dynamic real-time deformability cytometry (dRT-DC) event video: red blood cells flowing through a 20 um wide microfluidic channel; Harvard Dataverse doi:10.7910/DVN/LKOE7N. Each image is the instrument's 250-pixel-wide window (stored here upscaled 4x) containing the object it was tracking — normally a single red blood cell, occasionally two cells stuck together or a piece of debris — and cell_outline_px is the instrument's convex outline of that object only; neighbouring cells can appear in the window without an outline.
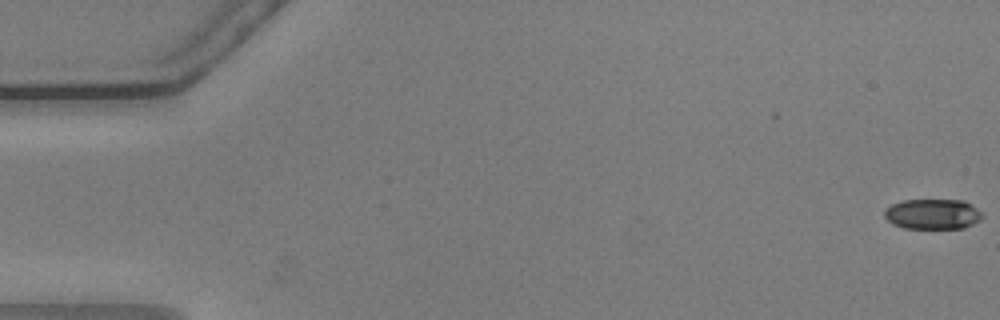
{"species": "common noctule bat (a hibernating species)", "species_latin": "Nyctalus noctula", "temperature_condition": "warm", "stored_images_in_passage": 14, "camera_frame_rate_fps": 3000, "um_per_image_px": 0.085, "animal": {"sex": "male", "body_mass_g": 20.5, "forearm_length_mm": 52.5}, "frame": {"image": 1, "passage_image": 1, "time_ms": 0.0, "image_size_px": [1000, 320], "cell_outline_px": [[984, 216], [980, 220], [964, 228], [904, 228], [892, 224], [884, 216], [884, 212], [892, 204], [904, 200], [964, 200], [976, 208]], "centroid_in_image_um": [79.28, 18.2], "position_along_channel_um": 5.7, "area_um2": 17.17}}
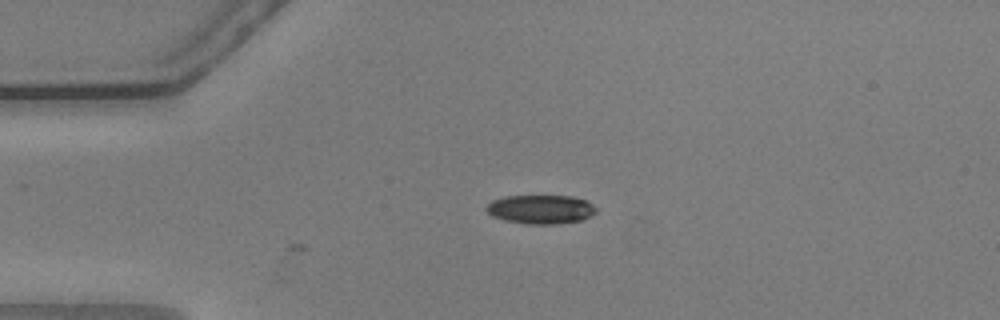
{"frame": {"image": 2, "passage_image": 14, "time_ms": 4.333, "image_size_px": [1000, 320], "cell_outline_px": [[596, 212], [580, 220], [556, 224], [528, 224], [504, 220], [492, 216], [484, 208], [492, 200], [504, 196], [572, 196], [588, 200], [596, 208]], "centroid_in_image_um": [45.94, 17.78], "position_along_channel_um": 39.1, "area_um2": 18.5}}